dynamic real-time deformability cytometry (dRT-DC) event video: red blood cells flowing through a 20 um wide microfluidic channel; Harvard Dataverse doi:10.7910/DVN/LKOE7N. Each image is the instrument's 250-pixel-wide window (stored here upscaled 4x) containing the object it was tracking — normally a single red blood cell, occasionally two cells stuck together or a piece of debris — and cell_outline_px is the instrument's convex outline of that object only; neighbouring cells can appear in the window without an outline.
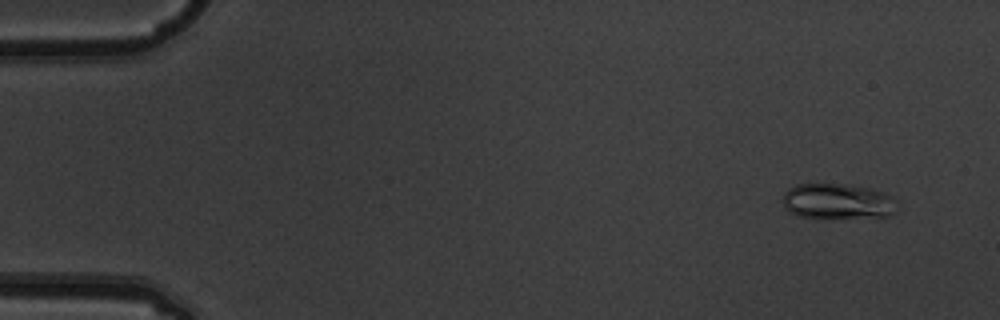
{"species": "common noctule bat (a hibernating species)", "species_latin": "Nyctalus noctula", "temperature_condition": "warm", "stored_images_in_passage": 4, "camera_frame_rate_fps": 3000, "um_per_image_px": 0.085, "animal": {"sex": "male", "body_mass_g": 19.5, "forearm_length_mm": 54.6}, "frame": {"image": 1, "passage_image": 1, "time_ms": 0.0, "image_size_px": [1000, 320], "cell_outline_px": [[896, 212], [888, 216], [820, 220], [816, 220], [796, 216], [788, 212], [784, 208], [780, 200], [784, 192], [788, 188], [796, 184], [844, 184], [868, 188], [892, 196], [896, 200]], "centroid_in_image_um": [71.11, 17.16], "position_along_channel_um": 13.9, "area_um2": 24.68}}
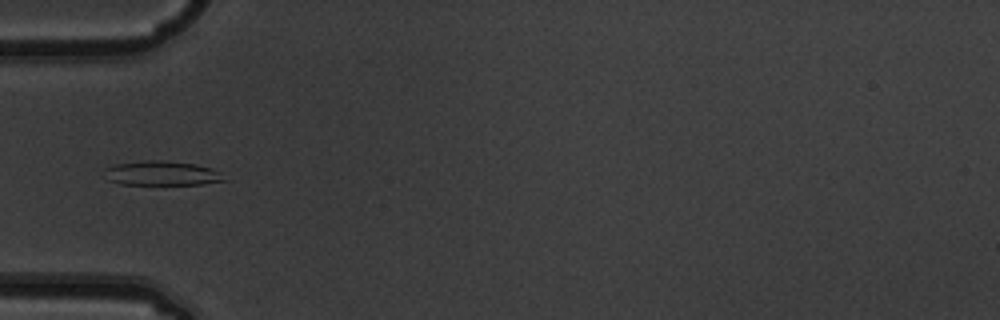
{"frame": {"image": 2, "passage_image": 4, "time_ms": 1.0, "image_size_px": [1000, 320], "cell_outline_px": [[228, 180], [200, 184], [120, 184], [108, 180], [100, 172], [104, 168], [116, 164], [148, 160], [168, 160], [196, 164], [212, 168], [220, 172]], "centroid_in_image_um": [13.72, 14.72], "position_along_channel_um": 71.3, "area_um2": 17.28}}